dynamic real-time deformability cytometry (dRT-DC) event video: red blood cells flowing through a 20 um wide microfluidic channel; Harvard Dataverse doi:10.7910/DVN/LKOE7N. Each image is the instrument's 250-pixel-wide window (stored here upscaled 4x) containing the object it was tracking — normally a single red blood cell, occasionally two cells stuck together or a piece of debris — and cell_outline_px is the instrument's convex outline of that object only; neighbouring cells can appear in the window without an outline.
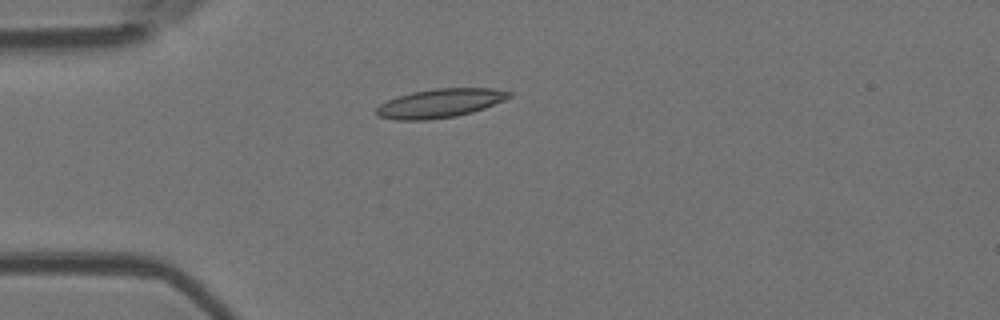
{"species": "Egyptian fruit bat (a non-hibernating species)", "species_latin": "Rousettus aegyptiacus", "temperature_condition": "room temperature", "stored_images_in_passage": 5, "camera_frame_rate_fps": 3000, "um_per_image_px": 0.085, "animal": {"sex": "female"}, "frame": {"image": 1, "passage_image": 4, "time_ms": 4.333, "image_size_px": [1000, 320], "cell_outline_px": [[512, 96], [504, 100], [484, 108], [472, 112], [456, 116], [428, 120], [396, 120], [380, 116], [376, 112], [376, 108], [380, 104], [396, 96], [412, 92], [436, 88], [492, 88], [512, 92]], "centroid_in_image_um": [37.41, 8.77], "position_along_channel_um": 47.6, "area_um2": 22.25}}